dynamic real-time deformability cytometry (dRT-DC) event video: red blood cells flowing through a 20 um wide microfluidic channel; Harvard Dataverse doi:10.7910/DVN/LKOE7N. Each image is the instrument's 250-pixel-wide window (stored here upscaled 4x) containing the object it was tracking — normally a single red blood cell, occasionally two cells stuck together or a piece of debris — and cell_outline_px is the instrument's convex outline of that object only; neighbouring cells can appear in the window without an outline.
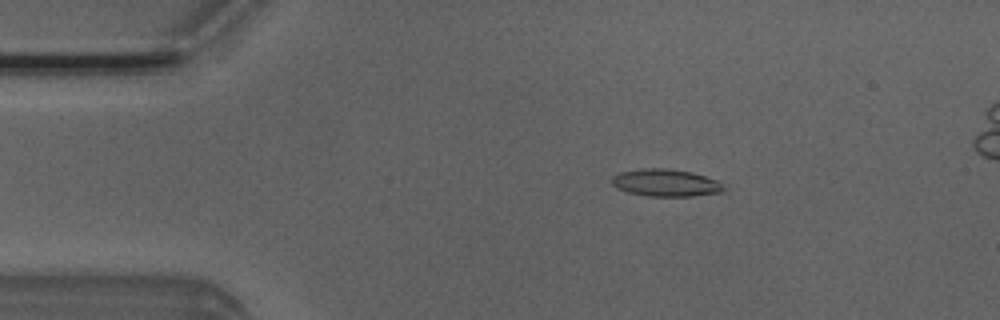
{"species": "Egyptian fruit bat (a non-hibernating species)", "species_latin": "Rousettus aegyptiacus", "temperature_condition": "room temperature", "stored_images_in_passage": 51, "camera_frame_rate_fps": 3000, "um_per_image_px": 0.085, "animal": {"sex": "male"}, "frame": {"image": 1, "passage_image": 9, "time_ms": 2.667, "image_size_px": [1000, 320], "cell_outline_px": [[724, 188], [720, 192], [692, 196], [648, 196], [628, 192], [616, 188], [612, 184], [612, 176], [620, 172], [640, 168], [668, 168], [692, 172], [716, 180]], "centroid_in_image_um": [56.52, 15.53], "position_along_channel_um": 28.5, "area_um2": 17.69}}
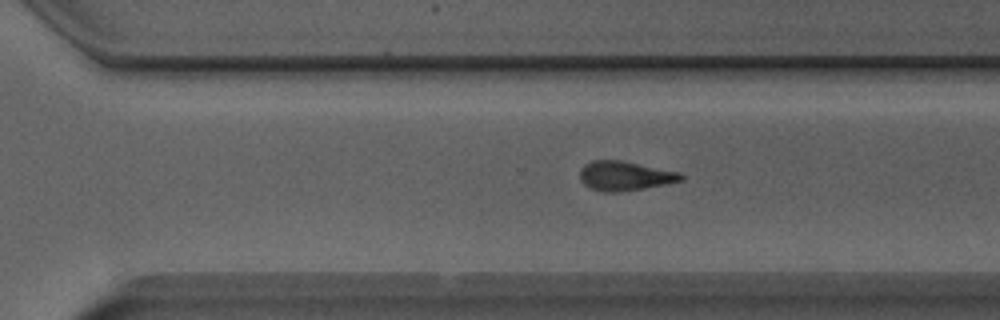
{"frame": {"image": 2, "passage_image": 35, "time_ms": 11.333, "image_size_px": [1000, 320], "cell_outline_px": [[684, 180], [644, 188], [616, 192], [604, 192], [588, 188], [580, 180], [580, 172], [584, 164], [592, 160], [620, 160], [680, 172], [684, 176]], "centroid_in_image_um": [53.09, 14.95], "position_along_channel_um": 317.5, "area_um2": 17.28}}
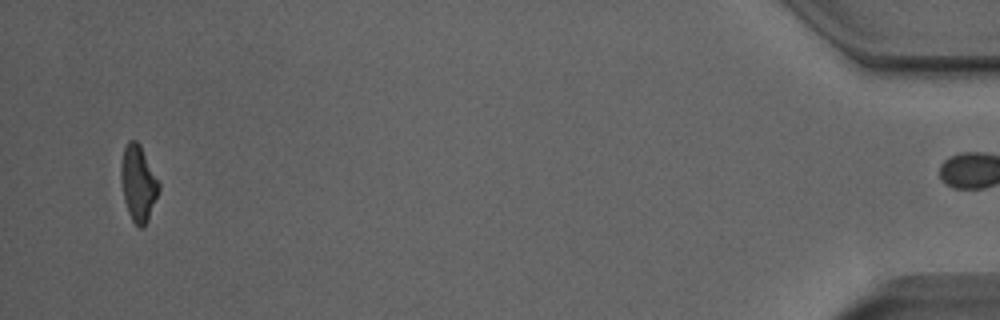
{"frame": {"image": 3, "passage_image": 50, "time_ms": 16.333, "image_size_px": [1000, 320], "cell_outline_px": [[160, 188], [148, 220], [144, 228], [140, 228], [132, 220], [128, 212], [124, 200], [120, 176], [120, 164], [124, 148], [128, 140], [136, 140], [140, 144], [160, 184]], "centroid_in_image_um": [11.74, 15.57], "position_along_channel_um": 423.5, "area_um2": 16.76}, "authors_computed_cell_mechanics": {"area_um2": 17.3978, "velocity_mm_per_s": 3.9371, "shape_relaxation_time_tau1_ms": null, "shape_relaxation_time_tau2_ms": 3.0044, "deformation_change_tau1": null, "deformation_change_tau2": 0.1199}}